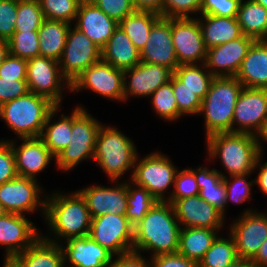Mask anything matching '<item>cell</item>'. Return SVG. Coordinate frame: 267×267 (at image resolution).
<instances>
[{
	"label": "cell",
	"instance_id": "obj_41",
	"mask_svg": "<svg viewBox=\"0 0 267 267\" xmlns=\"http://www.w3.org/2000/svg\"><path fill=\"white\" fill-rule=\"evenodd\" d=\"M45 19L72 24L78 13L79 0H38ZM72 22V23H71Z\"/></svg>",
	"mask_w": 267,
	"mask_h": 267
},
{
	"label": "cell",
	"instance_id": "obj_42",
	"mask_svg": "<svg viewBox=\"0 0 267 267\" xmlns=\"http://www.w3.org/2000/svg\"><path fill=\"white\" fill-rule=\"evenodd\" d=\"M8 43L11 55L26 60L40 56L38 31L14 32Z\"/></svg>",
	"mask_w": 267,
	"mask_h": 267
},
{
	"label": "cell",
	"instance_id": "obj_36",
	"mask_svg": "<svg viewBox=\"0 0 267 267\" xmlns=\"http://www.w3.org/2000/svg\"><path fill=\"white\" fill-rule=\"evenodd\" d=\"M173 75L203 100L209 91L214 76L207 70L205 63L179 65Z\"/></svg>",
	"mask_w": 267,
	"mask_h": 267
},
{
	"label": "cell",
	"instance_id": "obj_63",
	"mask_svg": "<svg viewBox=\"0 0 267 267\" xmlns=\"http://www.w3.org/2000/svg\"><path fill=\"white\" fill-rule=\"evenodd\" d=\"M7 213L6 209L0 204V218Z\"/></svg>",
	"mask_w": 267,
	"mask_h": 267
},
{
	"label": "cell",
	"instance_id": "obj_27",
	"mask_svg": "<svg viewBox=\"0 0 267 267\" xmlns=\"http://www.w3.org/2000/svg\"><path fill=\"white\" fill-rule=\"evenodd\" d=\"M198 22L207 49L240 38L243 33L236 17L200 15Z\"/></svg>",
	"mask_w": 267,
	"mask_h": 267
},
{
	"label": "cell",
	"instance_id": "obj_65",
	"mask_svg": "<svg viewBox=\"0 0 267 267\" xmlns=\"http://www.w3.org/2000/svg\"><path fill=\"white\" fill-rule=\"evenodd\" d=\"M263 41L267 43V34H266V36L264 37Z\"/></svg>",
	"mask_w": 267,
	"mask_h": 267
},
{
	"label": "cell",
	"instance_id": "obj_43",
	"mask_svg": "<svg viewBox=\"0 0 267 267\" xmlns=\"http://www.w3.org/2000/svg\"><path fill=\"white\" fill-rule=\"evenodd\" d=\"M251 174L231 175L230 181L227 175H222L224 186L226 189V205L228 202L233 204H242L252 199L251 187L254 186L255 179L248 181V177Z\"/></svg>",
	"mask_w": 267,
	"mask_h": 267
},
{
	"label": "cell",
	"instance_id": "obj_9",
	"mask_svg": "<svg viewBox=\"0 0 267 267\" xmlns=\"http://www.w3.org/2000/svg\"><path fill=\"white\" fill-rule=\"evenodd\" d=\"M26 82L29 92L44 96L60 107L63 87L70 91L71 86L60 71L59 61L43 56L27 60Z\"/></svg>",
	"mask_w": 267,
	"mask_h": 267
},
{
	"label": "cell",
	"instance_id": "obj_6",
	"mask_svg": "<svg viewBox=\"0 0 267 267\" xmlns=\"http://www.w3.org/2000/svg\"><path fill=\"white\" fill-rule=\"evenodd\" d=\"M56 107L48 98L27 92L0 106V117L18 138L40 137L49 113Z\"/></svg>",
	"mask_w": 267,
	"mask_h": 267
},
{
	"label": "cell",
	"instance_id": "obj_19",
	"mask_svg": "<svg viewBox=\"0 0 267 267\" xmlns=\"http://www.w3.org/2000/svg\"><path fill=\"white\" fill-rule=\"evenodd\" d=\"M172 75L173 71L166 66L145 62L124 70V101L131 95V97L151 96L158 87L168 83Z\"/></svg>",
	"mask_w": 267,
	"mask_h": 267
},
{
	"label": "cell",
	"instance_id": "obj_53",
	"mask_svg": "<svg viewBox=\"0 0 267 267\" xmlns=\"http://www.w3.org/2000/svg\"><path fill=\"white\" fill-rule=\"evenodd\" d=\"M152 267H198V263L179 254H160L150 257Z\"/></svg>",
	"mask_w": 267,
	"mask_h": 267
},
{
	"label": "cell",
	"instance_id": "obj_51",
	"mask_svg": "<svg viewBox=\"0 0 267 267\" xmlns=\"http://www.w3.org/2000/svg\"><path fill=\"white\" fill-rule=\"evenodd\" d=\"M27 60L9 54L0 65V78L26 80Z\"/></svg>",
	"mask_w": 267,
	"mask_h": 267
},
{
	"label": "cell",
	"instance_id": "obj_33",
	"mask_svg": "<svg viewBox=\"0 0 267 267\" xmlns=\"http://www.w3.org/2000/svg\"><path fill=\"white\" fill-rule=\"evenodd\" d=\"M59 108L60 106H56L49 113L40 136L55 157L70 143L72 131V113L69 114L70 116L62 114L57 122L53 120L51 123L55 114L60 111Z\"/></svg>",
	"mask_w": 267,
	"mask_h": 267
},
{
	"label": "cell",
	"instance_id": "obj_17",
	"mask_svg": "<svg viewBox=\"0 0 267 267\" xmlns=\"http://www.w3.org/2000/svg\"><path fill=\"white\" fill-rule=\"evenodd\" d=\"M255 39L246 35L207 49L205 66L214 77H235Z\"/></svg>",
	"mask_w": 267,
	"mask_h": 267
},
{
	"label": "cell",
	"instance_id": "obj_40",
	"mask_svg": "<svg viewBox=\"0 0 267 267\" xmlns=\"http://www.w3.org/2000/svg\"><path fill=\"white\" fill-rule=\"evenodd\" d=\"M44 20L38 0H18L15 32L38 31Z\"/></svg>",
	"mask_w": 267,
	"mask_h": 267
},
{
	"label": "cell",
	"instance_id": "obj_62",
	"mask_svg": "<svg viewBox=\"0 0 267 267\" xmlns=\"http://www.w3.org/2000/svg\"><path fill=\"white\" fill-rule=\"evenodd\" d=\"M254 2L261 4L265 9H267V0H253Z\"/></svg>",
	"mask_w": 267,
	"mask_h": 267
},
{
	"label": "cell",
	"instance_id": "obj_13",
	"mask_svg": "<svg viewBox=\"0 0 267 267\" xmlns=\"http://www.w3.org/2000/svg\"><path fill=\"white\" fill-rule=\"evenodd\" d=\"M38 180L20 177L0 185V204L8 213L25 215L37 212L40 208L45 215L46 196L42 197V188ZM45 197V198H44ZM43 198V199H42Z\"/></svg>",
	"mask_w": 267,
	"mask_h": 267
},
{
	"label": "cell",
	"instance_id": "obj_24",
	"mask_svg": "<svg viewBox=\"0 0 267 267\" xmlns=\"http://www.w3.org/2000/svg\"><path fill=\"white\" fill-rule=\"evenodd\" d=\"M61 244L66 262L70 267H109L113 255L94 241L90 236L69 238ZM63 244V245H62Z\"/></svg>",
	"mask_w": 267,
	"mask_h": 267
},
{
	"label": "cell",
	"instance_id": "obj_25",
	"mask_svg": "<svg viewBox=\"0 0 267 267\" xmlns=\"http://www.w3.org/2000/svg\"><path fill=\"white\" fill-rule=\"evenodd\" d=\"M74 27L83 32L99 48H103L113 35L118 23L95 4L80 3Z\"/></svg>",
	"mask_w": 267,
	"mask_h": 267
},
{
	"label": "cell",
	"instance_id": "obj_31",
	"mask_svg": "<svg viewBox=\"0 0 267 267\" xmlns=\"http://www.w3.org/2000/svg\"><path fill=\"white\" fill-rule=\"evenodd\" d=\"M218 232V230L206 228L181 227L177 253L199 263L218 237Z\"/></svg>",
	"mask_w": 267,
	"mask_h": 267
},
{
	"label": "cell",
	"instance_id": "obj_15",
	"mask_svg": "<svg viewBox=\"0 0 267 267\" xmlns=\"http://www.w3.org/2000/svg\"><path fill=\"white\" fill-rule=\"evenodd\" d=\"M266 120L267 88L243 87L234 108L232 132L255 136Z\"/></svg>",
	"mask_w": 267,
	"mask_h": 267
},
{
	"label": "cell",
	"instance_id": "obj_16",
	"mask_svg": "<svg viewBox=\"0 0 267 267\" xmlns=\"http://www.w3.org/2000/svg\"><path fill=\"white\" fill-rule=\"evenodd\" d=\"M233 221L229 233L234 238L238 258L251 260L267 239V213L247 209Z\"/></svg>",
	"mask_w": 267,
	"mask_h": 267
},
{
	"label": "cell",
	"instance_id": "obj_44",
	"mask_svg": "<svg viewBox=\"0 0 267 267\" xmlns=\"http://www.w3.org/2000/svg\"><path fill=\"white\" fill-rule=\"evenodd\" d=\"M173 188L166 200V202L172 205L179 199L199 195L200 189L192 168H183L181 171L177 170Z\"/></svg>",
	"mask_w": 267,
	"mask_h": 267
},
{
	"label": "cell",
	"instance_id": "obj_18",
	"mask_svg": "<svg viewBox=\"0 0 267 267\" xmlns=\"http://www.w3.org/2000/svg\"><path fill=\"white\" fill-rule=\"evenodd\" d=\"M25 215L7 213L0 218V247H5V260H12L31 246L40 236Z\"/></svg>",
	"mask_w": 267,
	"mask_h": 267
},
{
	"label": "cell",
	"instance_id": "obj_28",
	"mask_svg": "<svg viewBox=\"0 0 267 267\" xmlns=\"http://www.w3.org/2000/svg\"><path fill=\"white\" fill-rule=\"evenodd\" d=\"M102 61L121 70L133 68L141 62L139 51L119 27L102 48Z\"/></svg>",
	"mask_w": 267,
	"mask_h": 267
},
{
	"label": "cell",
	"instance_id": "obj_34",
	"mask_svg": "<svg viewBox=\"0 0 267 267\" xmlns=\"http://www.w3.org/2000/svg\"><path fill=\"white\" fill-rule=\"evenodd\" d=\"M237 22L243 35L263 40L267 34V9L253 0L241 1Z\"/></svg>",
	"mask_w": 267,
	"mask_h": 267
},
{
	"label": "cell",
	"instance_id": "obj_20",
	"mask_svg": "<svg viewBox=\"0 0 267 267\" xmlns=\"http://www.w3.org/2000/svg\"><path fill=\"white\" fill-rule=\"evenodd\" d=\"M140 61L153 65H163L173 72L179 66L171 33V18L160 17L151 28Z\"/></svg>",
	"mask_w": 267,
	"mask_h": 267
},
{
	"label": "cell",
	"instance_id": "obj_60",
	"mask_svg": "<svg viewBox=\"0 0 267 267\" xmlns=\"http://www.w3.org/2000/svg\"><path fill=\"white\" fill-rule=\"evenodd\" d=\"M226 267H254L250 259L238 258Z\"/></svg>",
	"mask_w": 267,
	"mask_h": 267
},
{
	"label": "cell",
	"instance_id": "obj_1",
	"mask_svg": "<svg viewBox=\"0 0 267 267\" xmlns=\"http://www.w3.org/2000/svg\"><path fill=\"white\" fill-rule=\"evenodd\" d=\"M62 193L55 191L46 197L44 217L51 233L41 234L43 239L56 244L62 239L89 236L92 220L86 200L78 190L67 195Z\"/></svg>",
	"mask_w": 267,
	"mask_h": 267
},
{
	"label": "cell",
	"instance_id": "obj_5",
	"mask_svg": "<svg viewBox=\"0 0 267 267\" xmlns=\"http://www.w3.org/2000/svg\"><path fill=\"white\" fill-rule=\"evenodd\" d=\"M138 152L134 142L117 128L101 126L94 150L93 161L102 168L106 176L113 182L121 176L134 170Z\"/></svg>",
	"mask_w": 267,
	"mask_h": 267
},
{
	"label": "cell",
	"instance_id": "obj_46",
	"mask_svg": "<svg viewBox=\"0 0 267 267\" xmlns=\"http://www.w3.org/2000/svg\"><path fill=\"white\" fill-rule=\"evenodd\" d=\"M201 5L202 0H164L161 17L193 18L194 13L200 16Z\"/></svg>",
	"mask_w": 267,
	"mask_h": 267
},
{
	"label": "cell",
	"instance_id": "obj_50",
	"mask_svg": "<svg viewBox=\"0 0 267 267\" xmlns=\"http://www.w3.org/2000/svg\"><path fill=\"white\" fill-rule=\"evenodd\" d=\"M18 176L9 140H0V185Z\"/></svg>",
	"mask_w": 267,
	"mask_h": 267
},
{
	"label": "cell",
	"instance_id": "obj_38",
	"mask_svg": "<svg viewBox=\"0 0 267 267\" xmlns=\"http://www.w3.org/2000/svg\"><path fill=\"white\" fill-rule=\"evenodd\" d=\"M238 259L234 238L218 236L199 261L198 267H226Z\"/></svg>",
	"mask_w": 267,
	"mask_h": 267
},
{
	"label": "cell",
	"instance_id": "obj_58",
	"mask_svg": "<svg viewBox=\"0 0 267 267\" xmlns=\"http://www.w3.org/2000/svg\"><path fill=\"white\" fill-rule=\"evenodd\" d=\"M255 137H256L259 153L263 155L264 154L263 145L261 143H263L262 141L267 142V120L263 123L261 129L255 135Z\"/></svg>",
	"mask_w": 267,
	"mask_h": 267
},
{
	"label": "cell",
	"instance_id": "obj_23",
	"mask_svg": "<svg viewBox=\"0 0 267 267\" xmlns=\"http://www.w3.org/2000/svg\"><path fill=\"white\" fill-rule=\"evenodd\" d=\"M18 146L16 141L9 140L15 157L18 176L38 180L36 176L43 172L50 161L56 157L45 146L40 137L21 138ZM18 146V147H17Z\"/></svg>",
	"mask_w": 267,
	"mask_h": 267
},
{
	"label": "cell",
	"instance_id": "obj_12",
	"mask_svg": "<svg viewBox=\"0 0 267 267\" xmlns=\"http://www.w3.org/2000/svg\"><path fill=\"white\" fill-rule=\"evenodd\" d=\"M93 91L109 100L124 101V70L99 61L85 69L71 84L70 91Z\"/></svg>",
	"mask_w": 267,
	"mask_h": 267
},
{
	"label": "cell",
	"instance_id": "obj_55",
	"mask_svg": "<svg viewBox=\"0 0 267 267\" xmlns=\"http://www.w3.org/2000/svg\"><path fill=\"white\" fill-rule=\"evenodd\" d=\"M164 0H133L136 11H149L161 15Z\"/></svg>",
	"mask_w": 267,
	"mask_h": 267
},
{
	"label": "cell",
	"instance_id": "obj_47",
	"mask_svg": "<svg viewBox=\"0 0 267 267\" xmlns=\"http://www.w3.org/2000/svg\"><path fill=\"white\" fill-rule=\"evenodd\" d=\"M18 0H0V39L9 40L15 32Z\"/></svg>",
	"mask_w": 267,
	"mask_h": 267
},
{
	"label": "cell",
	"instance_id": "obj_7",
	"mask_svg": "<svg viewBox=\"0 0 267 267\" xmlns=\"http://www.w3.org/2000/svg\"><path fill=\"white\" fill-rule=\"evenodd\" d=\"M102 123L92 117L82 106H76L72 112V131L70 143L56 156L57 168L70 171L80 162L93 160L96 137Z\"/></svg>",
	"mask_w": 267,
	"mask_h": 267
},
{
	"label": "cell",
	"instance_id": "obj_45",
	"mask_svg": "<svg viewBox=\"0 0 267 267\" xmlns=\"http://www.w3.org/2000/svg\"><path fill=\"white\" fill-rule=\"evenodd\" d=\"M172 86L177 101L179 118L184 115H199L202 100L193 91L186 87L174 75H172Z\"/></svg>",
	"mask_w": 267,
	"mask_h": 267
},
{
	"label": "cell",
	"instance_id": "obj_29",
	"mask_svg": "<svg viewBox=\"0 0 267 267\" xmlns=\"http://www.w3.org/2000/svg\"><path fill=\"white\" fill-rule=\"evenodd\" d=\"M13 260L20 267H64L61 244L49 242L41 236Z\"/></svg>",
	"mask_w": 267,
	"mask_h": 267
},
{
	"label": "cell",
	"instance_id": "obj_22",
	"mask_svg": "<svg viewBox=\"0 0 267 267\" xmlns=\"http://www.w3.org/2000/svg\"><path fill=\"white\" fill-rule=\"evenodd\" d=\"M115 183L114 187L92 185L78 190L85 198L92 218L105 214L126 215L127 182Z\"/></svg>",
	"mask_w": 267,
	"mask_h": 267
},
{
	"label": "cell",
	"instance_id": "obj_37",
	"mask_svg": "<svg viewBox=\"0 0 267 267\" xmlns=\"http://www.w3.org/2000/svg\"><path fill=\"white\" fill-rule=\"evenodd\" d=\"M158 201L151 193L142 186L136 185L128 179L127 181V212L126 217L131 225L135 227L147 214V212Z\"/></svg>",
	"mask_w": 267,
	"mask_h": 267
},
{
	"label": "cell",
	"instance_id": "obj_56",
	"mask_svg": "<svg viewBox=\"0 0 267 267\" xmlns=\"http://www.w3.org/2000/svg\"><path fill=\"white\" fill-rule=\"evenodd\" d=\"M262 156L263 155L260 154L256 160L255 169L257 170V167H259V169L257 170L258 176L255 178L254 184H257L262 193L267 195V162L261 164Z\"/></svg>",
	"mask_w": 267,
	"mask_h": 267
},
{
	"label": "cell",
	"instance_id": "obj_26",
	"mask_svg": "<svg viewBox=\"0 0 267 267\" xmlns=\"http://www.w3.org/2000/svg\"><path fill=\"white\" fill-rule=\"evenodd\" d=\"M247 88H267V43L255 40L235 76Z\"/></svg>",
	"mask_w": 267,
	"mask_h": 267
},
{
	"label": "cell",
	"instance_id": "obj_52",
	"mask_svg": "<svg viewBox=\"0 0 267 267\" xmlns=\"http://www.w3.org/2000/svg\"><path fill=\"white\" fill-rule=\"evenodd\" d=\"M28 92L26 80L0 78V106Z\"/></svg>",
	"mask_w": 267,
	"mask_h": 267
},
{
	"label": "cell",
	"instance_id": "obj_59",
	"mask_svg": "<svg viewBox=\"0 0 267 267\" xmlns=\"http://www.w3.org/2000/svg\"><path fill=\"white\" fill-rule=\"evenodd\" d=\"M9 54L10 51L8 41L0 39V65L3 63V61L7 58Z\"/></svg>",
	"mask_w": 267,
	"mask_h": 267
},
{
	"label": "cell",
	"instance_id": "obj_35",
	"mask_svg": "<svg viewBox=\"0 0 267 267\" xmlns=\"http://www.w3.org/2000/svg\"><path fill=\"white\" fill-rule=\"evenodd\" d=\"M160 17L154 12L135 11L120 21L118 27L127 34L140 53L148 41L151 28Z\"/></svg>",
	"mask_w": 267,
	"mask_h": 267
},
{
	"label": "cell",
	"instance_id": "obj_11",
	"mask_svg": "<svg viewBox=\"0 0 267 267\" xmlns=\"http://www.w3.org/2000/svg\"><path fill=\"white\" fill-rule=\"evenodd\" d=\"M89 236L114 257L133 251L134 227L126 215L105 214L92 218Z\"/></svg>",
	"mask_w": 267,
	"mask_h": 267
},
{
	"label": "cell",
	"instance_id": "obj_2",
	"mask_svg": "<svg viewBox=\"0 0 267 267\" xmlns=\"http://www.w3.org/2000/svg\"><path fill=\"white\" fill-rule=\"evenodd\" d=\"M180 230L173 205L158 201L134 227L133 251L150 257L177 253Z\"/></svg>",
	"mask_w": 267,
	"mask_h": 267
},
{
	"label": "cell",
	"instance_id": "obj_32",
	"mask_svg": "<svg viewBox=\"0 0 267 267\" xmlns=\"http://www.w3.org/2000/svg\"><path fill=\"white\" fill-rule=\"evenodd\" d=\"M72 24L45 19L38 30L40 56L59 61L63 54L66 37Z\"/></svg>",
	"mask_w": 267,
	"mask_h": 267
},
{
	"label": "cell",
	"instance_id": "obj_30",
	"mask_svg": "<svg viewBox=\"0 0 267 267\" xmlns=\"http://www.w3.org/2000/svg\"><path fill=\"white\" fill-rule=\"evenodd\" d=\"M209 167H196L192 169L200 189L199 196L202 200L213 205L219 211L226 214V189L222 175L217 169Z\"/></svg>",
	"mask_w": 267,
	"mask_h": 267
},
{
	"label": "cell",
	"instance_id": "obj_49",
	"mask_svg": "<svg viewBox=\"0 0 267 267\" xmlns=\"http://www.w3.org/2000/svg\"><path fill=\"white\" fill-rule=\"evenodd\" d=\"M242 0H202L200 15L236 17Z\"/></svg>",
	"mask_w": 267,
	"mask_h": 267
},
{
	"label": "cell",
	"instance_id": "obj_64",
	"mask_svg": "<svg viewBox=\"0 0 267 267\" xmlns=\"http://www.w3.org/2000/svg\"><path fill=\"white\" fill-rule=\"evenodd\" d=\"M80 3H91L93 2L94 0H79Z\"/></svg>",
	"mask_w": 267,
	"mask_h": 267
},
{
	"label": "cell",
	"instance_id": "obj_39",
	"mask_svg": "<svg viewBox=\"0 0 267 267\" xmlns=\"http://www.w3.org/2000/svg\"><path fill=\"white\" fill-rule=\"evenodd\" d=\"M150 98L152 100L151 106L160 118L168 122L179 120L177 101L173 93L172 76L170 81L158 87Z\"/></svg>",
	"mask_w": 267,
	"mask_h": 267
},
{
	"label": "cell",
	"instance_id": "obj_61",
	"mask_svg": "<svg viewBox=\"0 0 267 267\" xmlns=\"http://www.w3.org/2000/svg\"><path fill=\"white\" fill-rule=\"evenodd\" d=\"M3 267H20V266L13 259L12 260L4 259Z\"/></svg>",
	"mask_w": 267,
	"mask_h": 267
},
{
	"label": "cell",
	"instance_id": "obj_8",
	"mask_svg": "<svg viewBox=\"0 0 267 267\" xmlns=\"http://www.w3.org/2000/svg\"><path fill=\"white\" fill-rule=\"evenodd\" d=\"M137 155L131 181L145 187L160 202H165V192L174 185L177 168L166 154L151 152L139 159Z\"/></svg>",
	"mask_w": 267,
	"mask_h": 267
},
{
	"label": "cell",
	"instance_id": "obj_14",
	"mask_svg": "<svg viewBox=\"0 0 267 267\" xmlns=\"http://www.w3.org/2000/svg\"><path fill=\"white\" fill-rule=\"evenodd\" d=\"M171 33L179 65L205 63L207 48L197 16L171 18Z\"/></svg>",
	"mask_w": 267,
	"mask_h": 267
},
{
	"label": "cell",
	"instance_id": "obj_57",
	"mask_svg": "<svg viewBox=\"0 0 267 267\" xmlns=\"http://www.w3.org/2000/svg\"><path fill=\"white\" fill-rule=\"evenodd\" d=\"M254 267H267V239L261 244L256 255L251 259Z\"/></svg>",
	"mask_w": 267,
	"mask_h": 267
},
{
	"label": "cell",
	"instance_id": "obj_48",
	"mask_svg": "<svg viewBox=\"0 0 267 267\" xmlns=\"http://www.w3.org/2000/svg\"><path fill=\"white\" fill-rule=\"evenodd\" d=\"M92 3L117 23L136 11L133 0H94Z\"/></svg>",
	"mask_w": 267,
	"mask_h": 267
},
{
	"label": "cell",
	"instance_id": "obj_10",
	"mask_svg": "<svg viewBox=\"0 0 267 267\" xmlns=\"http://www.w3.org/2000/svg\"><path fill=\"white\" fill-rule=\"evenodd\" d=\"M101 60L102 49L76 27L72 29L71 25L59 60L63 77L72 84L85 69Z\"/></svg>",
	"mask_w": 267,
	"mask_h": 267
},
{
	"label": "cell",
	"instance_id": "obj_3",
	"mask_svg": "<svg viewBox=\"0 0 267 267\" xmlns=\"http://www.w3.org/2000/svg\"><path fill=\"white\" fill-rule=\"evenodd\" d=\"M210 159L219 158L229 176L252 174L259 149L256 137L246 133H216L206 138Z\"/></svg>",
	"mask_w": 267,
	"mask_h": 267
},
{
	"label": "cell",
	"instance_id": "obj_54",
	"mask_svg": "<svg viewBox=\"0 0 267 267\" xmlns=\"http://www.w3.org/2000/svg\"><path fill=\"white\" fill-rule=\"evenodd\" d=\"M112 258L109 267H152L151 260L142 257V254L136 251H130Z\"/></svg>",
	"mask_w": 267,
	"mask_h": 267
},
{
	"label": "cell",
	"instance_id": "obj_4",
	"mask_svg": "<svg viewBox=\"0 0 267 267\" xmlns=\"http://www.w3.org/2000/svg\"><path fill=\"white\" fill-rule=\"evenodd\" d=\"M242 89L243 85L236 77H214L199 112L204 115L206 138L232 132L234 108Z\"/></svg>",
	"mask_w": 267,
	"mask_h": 267
},
{
	"label": "cell",
	"instance_id": "obj_21",
	"mask_svg": "<svg viewBox=\"0 0 267 267\" xmlns=\"http://www.w3.org/2000/svg\"><path fill=\"white\" fill-rule=\"evenodd\" d=\"M173 208L183 228L197 227L220 231L225 225L223 213L202 200L199 195L179 199L173 204Z\"/></svg>",
	"mask_w": 267,
	"mask_h": 267
}]
</instances>
